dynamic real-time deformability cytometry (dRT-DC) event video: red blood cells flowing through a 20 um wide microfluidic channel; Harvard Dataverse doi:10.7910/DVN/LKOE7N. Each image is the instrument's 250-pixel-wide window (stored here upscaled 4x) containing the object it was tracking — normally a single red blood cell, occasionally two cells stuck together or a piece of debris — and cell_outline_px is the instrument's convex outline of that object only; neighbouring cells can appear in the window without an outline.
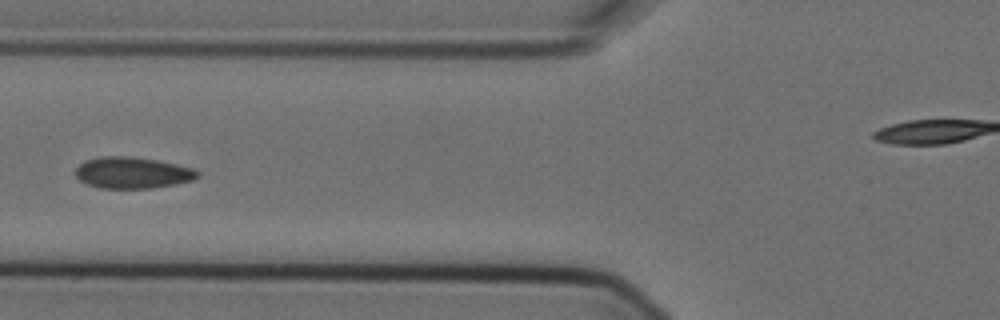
{"species": "Egyptian fruit bat (a non-hibernating species)", "species_latin": "Rousettus aegyptiacus", "temperature_condition": "cold", "stored_images_in_passage": 7, "camera_frame_rate_fps": 3000, "um_per_image_px": 0.085, "animal": {"sex": "female"}, "frame": {"image": 1, "passage_image": 4, "time_ms": 1.0, "image_size_px": [1000, 320], "cell_outline_px": [[200, 176], [192, 180], [176, 184], [152, 188], [100, 188], [88, 184], [80, 180], [76, 176], [76, 168], [84, 160], [100, 156], [128, 156], [156, 160], [196, 168], [200, 172]], "centroid_in_image_um": [11.29, 14.68], "position_along_channel_um": 114.5, "area_um2": 22.43}}
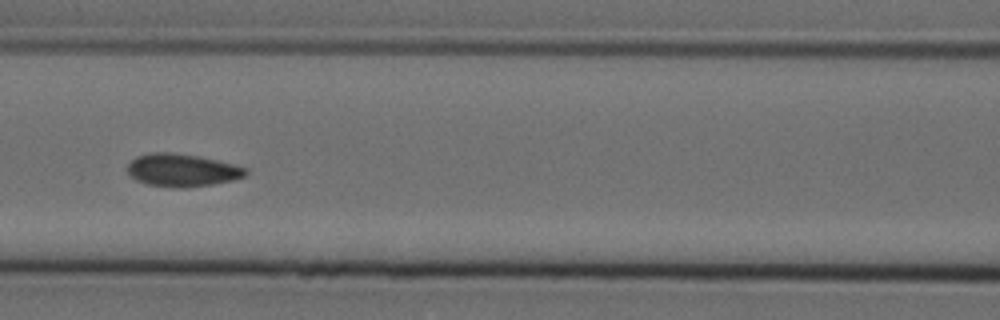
{"frame": {"image": 2, "passage_image": 5, "time_ms": 1.333, "image_size_px": [1000, 320], "cell_outline_px": [[248, 172], [244, 176], [236, 180], [188, 188], [176, 188], [144, 184], [136, 180], [128, 172], [128, 164], [136, 156], [152, 152], [168, 152], [196, 156], [216, 160], [248, 168]], "centroid_in_image_um": [15.48, 14.48], "position_along_channel_um": 151.1, "area_um2": 22.6}}
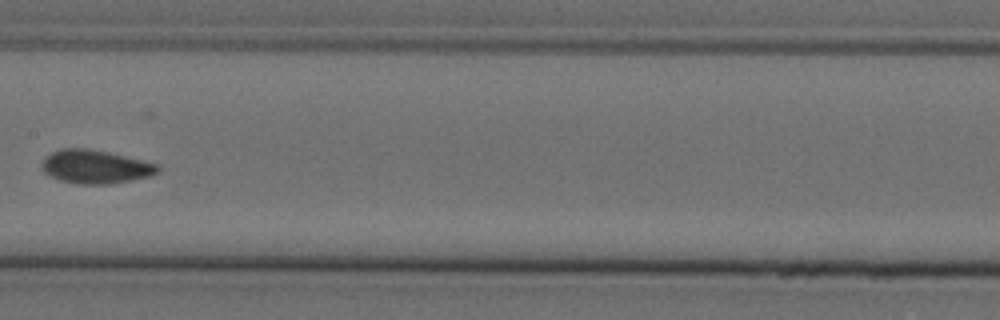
{"frame": {"image": 3, "passage_image": 6, "time_ms": 1.667, "image_size_px": [1000, 320], "cell_outline_px": [[160, 172], [148, 176], [132, 180], [108, 184], [76, 184], [60, 180], [44, 172], [40, 168], [40, 164], [44, 156], [60, 148], [88, 148], [108, 152], [160, 164]], "centroid_in_image_um": [8.09, 14.16], "position_along_channel_um": 199.3, "area_um2": 22.89}}